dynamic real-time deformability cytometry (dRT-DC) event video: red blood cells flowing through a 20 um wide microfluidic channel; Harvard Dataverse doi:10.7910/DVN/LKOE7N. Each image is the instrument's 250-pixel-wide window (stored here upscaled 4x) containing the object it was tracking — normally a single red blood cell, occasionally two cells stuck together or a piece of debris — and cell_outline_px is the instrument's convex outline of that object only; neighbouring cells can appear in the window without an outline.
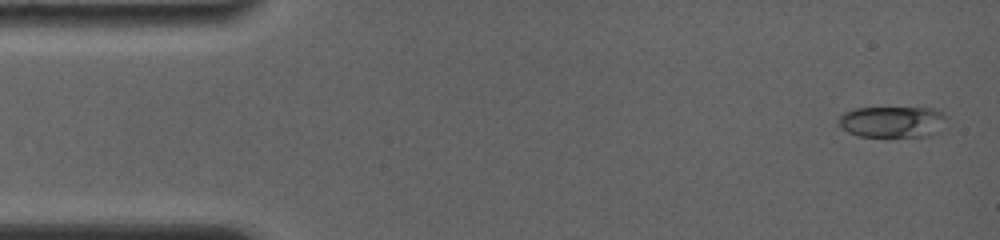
{"species": "common noctule bat (a hibernating species)", "species_latin": "Nyctalus noctula", "temperature_condition": "room temperature", "stored_images_in_passage": 14, "camera_frame_rate_fps": 4000, "um_per_image_px": 0.085, "animal": {"sex": "female", "body_mass_g": 19.0, "forearm_length_mm": 56.7}, "frame": {"image": 1, "passage_image": 1, "time_ms": 0.0, "image_size_px": [1000, 240], "cell_outline_px": [[948, 128], [932, 136], [860, 136], [848, 132], [840, 124], [840, 116], [844, 112], [856, 108], [936, 108], [944, 112], [948, 116]], "centroid_in_image_um": [76.04, 10.35], "position_along_channel_um": 9.0, "area_um2": 20.11}}